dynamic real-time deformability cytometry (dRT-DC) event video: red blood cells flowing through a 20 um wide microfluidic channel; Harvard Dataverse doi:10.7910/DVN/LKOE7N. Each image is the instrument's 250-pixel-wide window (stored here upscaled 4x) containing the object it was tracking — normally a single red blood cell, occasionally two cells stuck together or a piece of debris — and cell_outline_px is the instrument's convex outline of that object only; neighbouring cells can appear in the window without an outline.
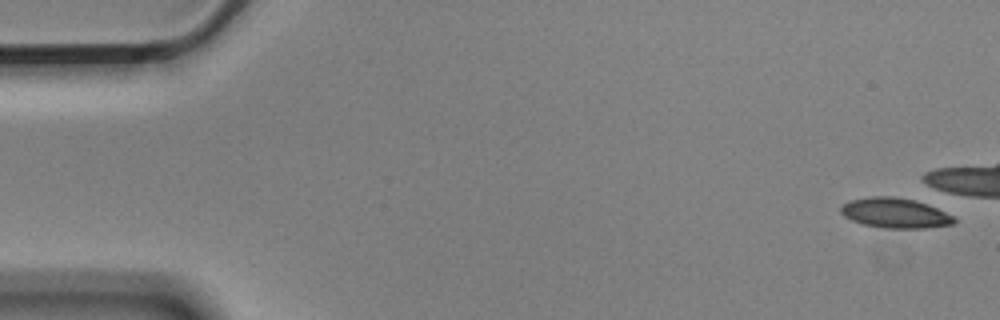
{"species": "Egyptian fruit bat (a non-hibernating species)", "species_latin": "Rousettus aegyptiacus", "temperature_condition": "cold", "stored_images_in_passage": 6, "camera_frame_rate_fps": 3000, "um_per_image_px": 0.085, "animal": {"sex": "male"}, "frame": {"image": 1, "passage_image": 1, "time_ms": 0.0, "image_size_px": [1000, 320], "cell_outline_px": [[956, 220], [952, 224], [924, 228], [884, 228], [864, 224], [852, 220], [844, 216], [840, 212], [840, 208], [844, 204], [852, 200], [872, 196], [892, 196], [916, 200], [928, 204], [952, 216]], "centroid_in_image_um": [76.07, 18.1], "position_along_channel_um": 8.9, "area_um2": 19.59}}